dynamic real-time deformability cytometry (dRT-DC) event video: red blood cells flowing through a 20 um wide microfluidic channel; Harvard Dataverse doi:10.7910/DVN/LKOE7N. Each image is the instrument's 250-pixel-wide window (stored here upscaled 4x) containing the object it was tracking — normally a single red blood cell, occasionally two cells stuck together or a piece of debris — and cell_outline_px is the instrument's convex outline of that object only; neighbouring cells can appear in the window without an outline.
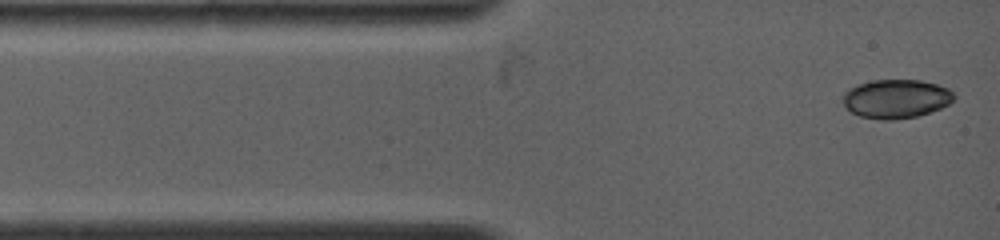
{"species": "common noctule bat (a hibernating species)", "species_latin": "Nyctalus noctula", "temperature_condition": "warm", "stored_images_in_passage": 3, "camera_frame_rate_fps": 4500, "um_per_image_px": 0.085, "animal": {"sex": "female", "body_mass_g": 19.0, "forearm_length_mm": 53.3}, "frame": {"image": 1, "passage_image": 1, "time_ms": 0.0, "image_size_px": [1000, 240], "cell_outline_px": [[956, 96], [948, 104], [940, 108], [916, 116], [892, 120], [880, 120], [860, 116], [852, 112], [844, 104], [844, 92], [848, 88], [872, 80], [920, 80], [936, 84], [948, 88]], "centroid_in_image_um": [76.16, 8.39], "position_along_channel_um": 8.8, "area_um2": 24.91}}
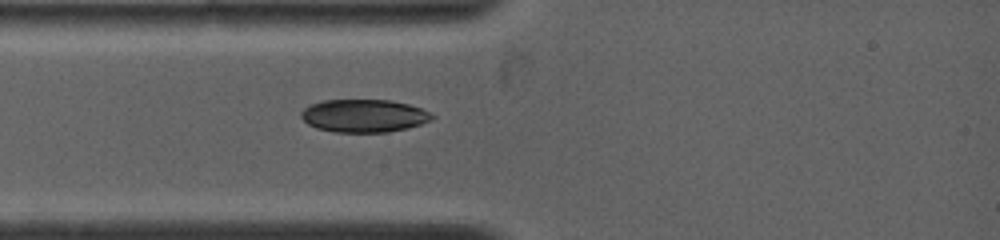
{"frame": {"image": 2, "passage_image": 3, "time_ms": 2.222, "image_size_px": [1000, 240], "cell_outline_px": [[436, 116], [432, 120], [408, 128], [388, 132], [336, 132], [316, 128], [308, 124], [300, 116], [300, 112], [304, 108], [312, 104], [324, 100], [388, 100], [408, 104], [420, 108]], "centroid_in_image_um": [30.93, 9.84], "position_along_channel_um": 54.1, "area_um2": 25.03}}